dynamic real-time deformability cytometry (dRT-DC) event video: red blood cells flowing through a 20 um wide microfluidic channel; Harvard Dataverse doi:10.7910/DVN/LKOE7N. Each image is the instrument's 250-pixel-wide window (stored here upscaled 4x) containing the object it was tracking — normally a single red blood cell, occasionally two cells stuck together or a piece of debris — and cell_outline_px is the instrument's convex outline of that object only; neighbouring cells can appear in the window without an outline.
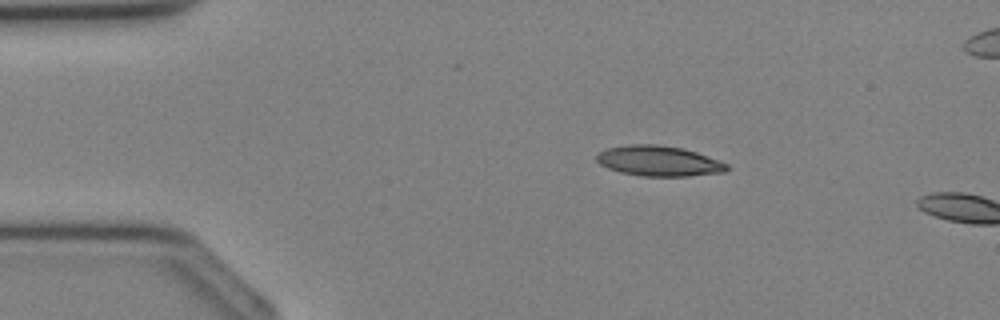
{"species": "Egyptian fruit bat (a non-hibernating species)", "species_latin": "Rousettus aegyptiacus", "temperature_condition": "cold", "stored_images_in_passage": 6, "camera_frame_rate_fps": 3000, "um_per_image_px": 0.085, "animal": {"sex": "female"}, "frame": {"image": 1, "passage_image": 1, "time_ms": 0.0, "image_size_px": [1000, 320], "cell_outline_px": [[728, 168], [724, 172], [688, 176], [644, 176], [620, 172], [608, 168], [600, 164], [596, 160], [596, 152], [608, 148], [628, 144], [656, 144], [684, 148], [720, 160], [728, 164]], "centroid_in_image_um": [55.98, 13.67], "position_along_channel_um": 29.0, "area_um2": 23.12}}